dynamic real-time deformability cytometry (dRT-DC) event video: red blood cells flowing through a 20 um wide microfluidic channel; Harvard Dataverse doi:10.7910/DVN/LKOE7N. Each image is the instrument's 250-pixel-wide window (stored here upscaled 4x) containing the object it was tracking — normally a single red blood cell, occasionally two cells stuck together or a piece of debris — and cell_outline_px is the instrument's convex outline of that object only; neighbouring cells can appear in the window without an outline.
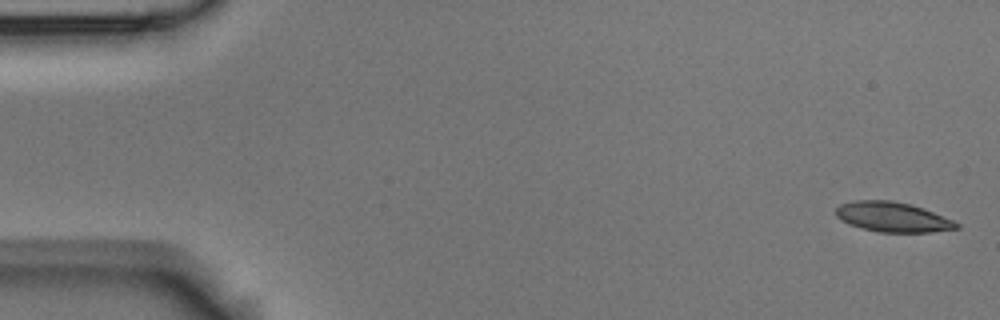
{"species": "Egyptian fruit bat (a non-hibernating species)", "species_latin": "Rousettus aegyptiacus", "temperature_condition": "room temperature", "stored_images_in_passage": 5, "segment_of_instrument_passage": [1, 2], "camera_frame_rate_fps": 3000, "um_per_image_px": 0.085, "animal": {"sex": "male"}, "frame": {"image": 1, "passage_image": 1, "time_ms": 0.0, "image_size_px": [1000, 320], "cell_outline_px": [[960, 228], [932, 232], [880, 232], [860, 228], [848, 224], [840, 220], [836, 216], [836, 208], [840, 204], [852, 200], [888, 200], [908, 204], [924, 208], [952, 220], [960, 224]], "centroid_in_image_um": [75.84, 18.45], "position_along_channel_um": 9.2, "area_um2": 21.04}}